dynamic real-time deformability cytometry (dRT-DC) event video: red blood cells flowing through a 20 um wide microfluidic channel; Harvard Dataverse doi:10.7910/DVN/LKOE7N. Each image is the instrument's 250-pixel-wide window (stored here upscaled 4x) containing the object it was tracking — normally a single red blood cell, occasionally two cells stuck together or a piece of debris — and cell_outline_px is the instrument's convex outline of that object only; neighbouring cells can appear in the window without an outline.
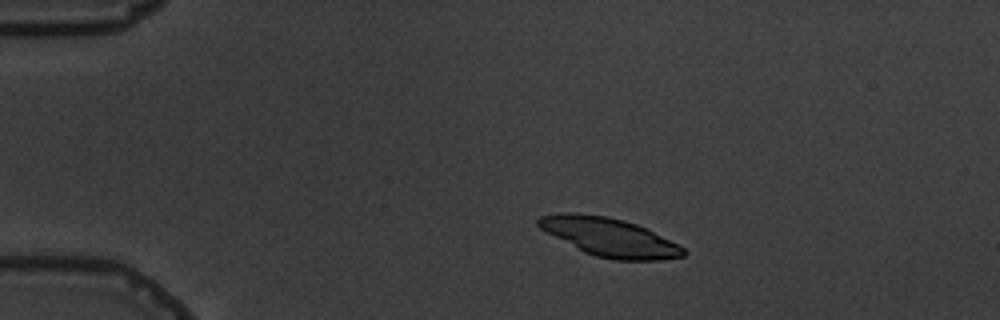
{"species": "common noctule bat (a hibernating species)", "species_latin": "Nyctalus noctula", "temperature_condition": "warm", "stored_images_in_passage": 6, "camera_frame_rate_fps": 3000, "um_per_image_px": 0.085, "animal": {"sex": "male", "body_mass_g": 19.5, "forearm_length_mm": 54.6}, "frame": {"image": 1, "passage_image": 2, "time_ms": 1.0, "image_size_px": [1000, 320], "cell_outline_px": [[688, 252], [684, 256], [660, 260], [612, 260], [596, 256], [584, 252], [540, 228], [536, 224], [536, 220], [540, 216], [556, 212], [572, 212], [608, 216], [624, 220], [636, 224], [684, 248]], "centroid_in_image_um": [51.76, 20.15], "position_along_channel_um": 33.2, "area_um2": 32.19}}